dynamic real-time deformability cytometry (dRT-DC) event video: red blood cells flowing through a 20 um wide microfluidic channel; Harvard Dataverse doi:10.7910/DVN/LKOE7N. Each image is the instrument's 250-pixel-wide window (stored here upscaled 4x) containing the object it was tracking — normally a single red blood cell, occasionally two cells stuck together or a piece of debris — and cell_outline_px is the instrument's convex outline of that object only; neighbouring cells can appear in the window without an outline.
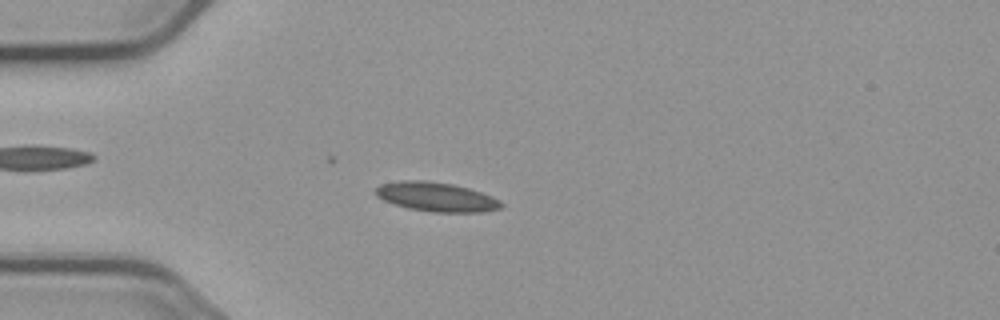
{"species": "common noctule bat (a hibernating species)", "species_latin": "Nyctalus noctula", "temperature_condition": "cold", "stored_images_in_passage": 4, "camera_frame_rate_fps": 3000, "um_per_image_px": 0.085, "animal": {"sex": "male", "body_mass_g": 23.1, "forearm_length_mm": 52.7}, "frame": {"image": 1, "passage_image": 4, "time_ms": 3.333, "image_size_px": [1000, 320], "cell_outline_px": [[504, 204], [500, 208], [484, 212], [432, 212], [408, 208], [384, 200], [376, 196], [376, 188], [380, 184], [404, 180], [424, 180], [452, 184], [468, 188], [492, 196], [500, 200]], "centroid_in_image_um": [37.11, 16.74], "position_along_channel_um": 47.9, "area_um2": 21.27}}